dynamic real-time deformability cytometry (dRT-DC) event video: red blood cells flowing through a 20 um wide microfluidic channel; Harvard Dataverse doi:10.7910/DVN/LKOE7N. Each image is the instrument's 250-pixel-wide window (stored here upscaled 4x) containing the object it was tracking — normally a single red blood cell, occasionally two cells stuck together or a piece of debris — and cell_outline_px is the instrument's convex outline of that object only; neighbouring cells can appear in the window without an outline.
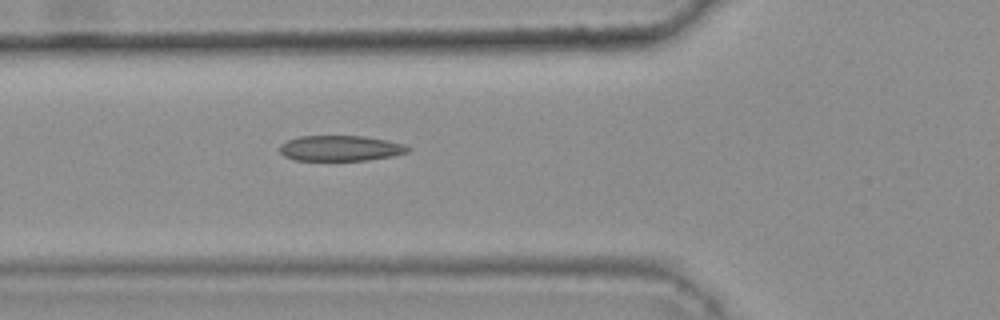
{"species": "common noctule bat (a hibernating species)", "species_latin": "Nyctalus noctula", "temperature_condition": "warm", "stored_images_in_passage": 34, "camera_frame_rate_fps": 3000, "um_per_image_px": 0.085, "animal": {"sex": "female", "body_mass_g": 25.1}, "frame": {"image": 1, "passage_image": 6, "time_ms": 1.667, "image_size_px": [1000, 320], "cell_outline_px": [[412, 148], [408, 152], [392, 156], [368, 160], [296, 160], [284, 156], [280, 152], [280, 144], [288, 140], [300, 136], [364, 136], [388, 140], [404, 144]], "centroid_in_image_um": [28.96, 12.6], "position_along_channel_um": 96.8, "area_um2": 19.07}}
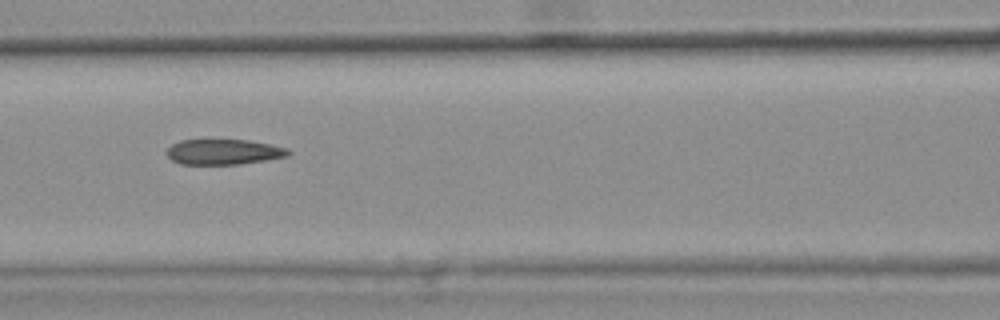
{"frame": {"image": 2, "passage_image": 10, "time_ms": 3.0, "image_size_px": [1000, 320], "cell_outline_px": [[292, 152], [288, 156], [240, 164], [180, 164], [172, 160], [164, 152], [172, 144], [180, 140], [248, 140], [272, 144], [288, 148]], "centroid_in_image_um": [19.01, 12.91], "position_along_channel_um": 147.6, "area_um2": 18.03}, "authors_computed_cell_mechanics": {"area_um2": 18.9006, "velocity_mm_per_s": 3.7762, "shape_relaxation_time_tau1_ms": null, "shape_relaxation_time_tau2_ms": 7.3266, "deformation_change_tau1": null, "deformation_change_tau2": 0.1665}}